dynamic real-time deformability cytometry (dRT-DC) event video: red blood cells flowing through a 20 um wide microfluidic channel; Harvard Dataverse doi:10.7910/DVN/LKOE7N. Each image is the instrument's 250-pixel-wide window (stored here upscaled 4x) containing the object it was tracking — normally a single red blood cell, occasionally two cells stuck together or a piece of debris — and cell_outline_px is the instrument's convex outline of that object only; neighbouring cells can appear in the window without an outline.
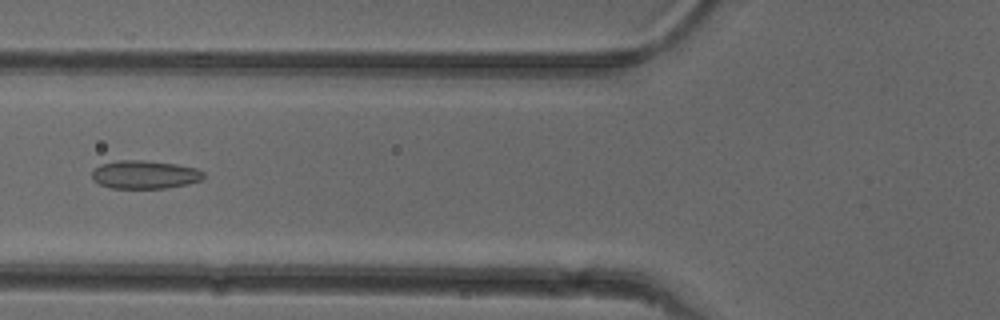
{"species": "common noctule bat (a hibernating species)", "species_latin": "Nyctalus noctula", "temperature_condition": "cold", "stored_images_in_passage": 38, "camera_frame_rate_fps": 3000, "um_per_image_px": 0.085, "animal": {"sex": "female"}, "frame": {"image": 1, "passage_image": 6, "time_ms": 1.667, "image_size_px": [1000, 320], "cell_outline_px": [[204, 176], [200, 180], [188, 184], [164, 188], [112, 188], [100, 184], [92, 180], [92, 172], [100, 164], [116, 160], [144, 160], [176, 164], [196, 168], [204, 172]], "centroid_in_image_um": [12.29, 14.83], "position_along_channel_um": 113.5, "area_um2": 18.38}}
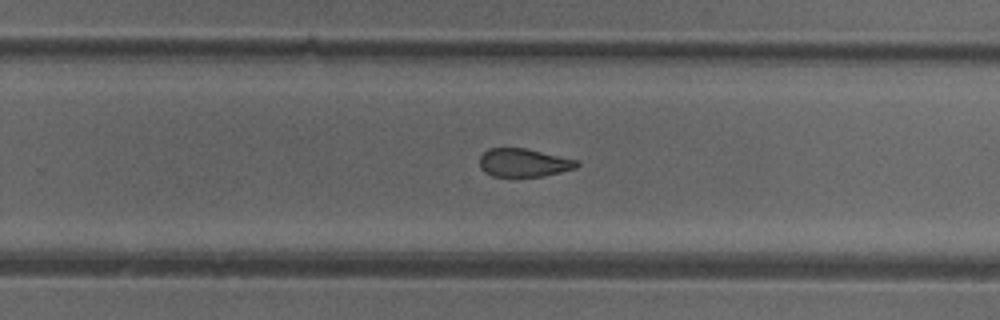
{"frame": {"image": 2, "passage_image": 19, "time_ms": 6.0, "image_size_px": [1000, 320], "cell_outline_px": [[580, 164], [576, 168], [544, 176], [492, 176], [484, 172], [480, 168], [480, 156], [488, 148], [524, 148], [580, 160]], "centroid_in_image_um": [44.53, 13.83], "position_along_channel_um": 285.3, "area_um2": 16.07}}
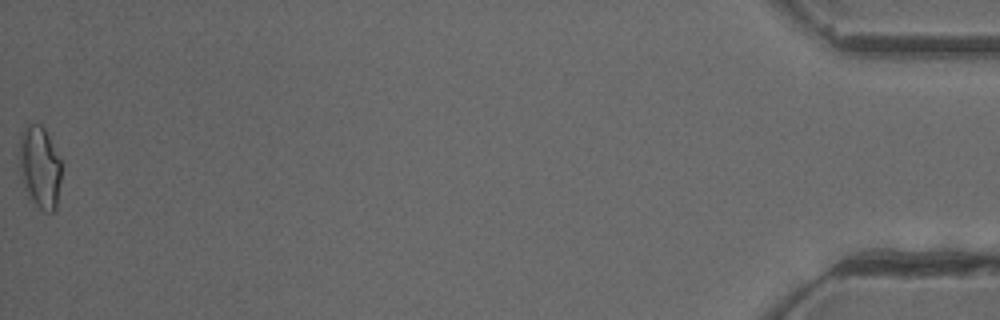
{"frame": {"image": 3, "passage_image": 38, "time_ms": 12.333, "image_size_px": [1000, 320], "cell_outline_px": [[60, 180], [56, 212], [44, 212], [28, 196], [24, 184], [20, 168], [20, 132], [24, 128], [32, 124], [40, 124], [44, 128], [60, 160]], "centroid_in_image_um": [3.39, 14.23], "position_along_channel_um": 431.8, "area_um2": 19.71}, "authors_computed_cell_mechanics": {"area_um2": 17.4845, "velocity_mm_per_s": 3.9657, "shape_relaxation_time_tau1_ms": null, "shape_relaxation_time_tau2_ms": 2.4468, "deformation_change_tau1": null, "deformation_change_tau2": 0.1036}}